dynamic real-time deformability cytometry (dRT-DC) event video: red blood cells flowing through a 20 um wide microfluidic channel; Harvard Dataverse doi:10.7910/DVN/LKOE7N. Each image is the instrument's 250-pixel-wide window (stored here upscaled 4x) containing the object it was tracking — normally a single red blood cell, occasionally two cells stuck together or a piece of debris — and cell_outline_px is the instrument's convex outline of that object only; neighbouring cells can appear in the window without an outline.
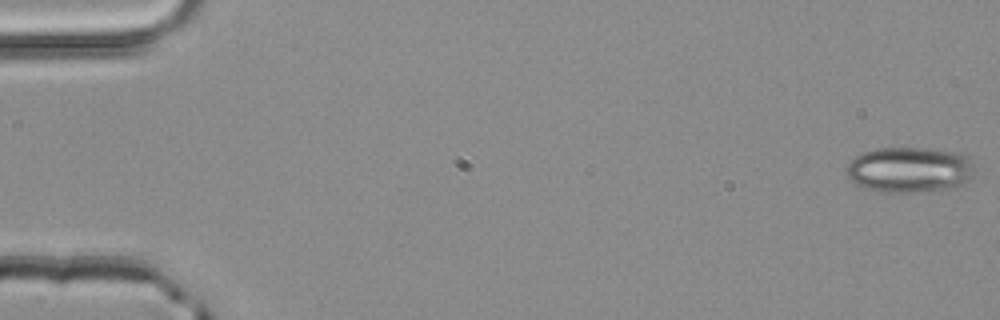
{"species": "common noctule bat (a hibernating species)", "species_latin": "Nyctalus noctula", "temperature_condition": "room temperature", "stored_images_in_passage": 52, "camera_frame_rate_fps": 3000, "um_per_image_px": 0.085, "animal": {"sex": "male", "body_mass_g": 20.4}, "frame": {"image": 1, "passage_image": 1, "time_ms": 0.0, "image_size_px": [1000, 320], "cell_outline_px": [[972, 176], [968, 180], [960, 184], [948, 188], [908, 192], [884, 192], [868, 188], [856, 184], [848, 176], [848, 164], [856, 156], [864, 152], [876, 148], [928, 148], [952, 152], [968, 156], [972, 164]], "centroid_in_image_um": [77.3, 14.41], "position_along_channel_um": 7.7, "area_um2": 33.29}}
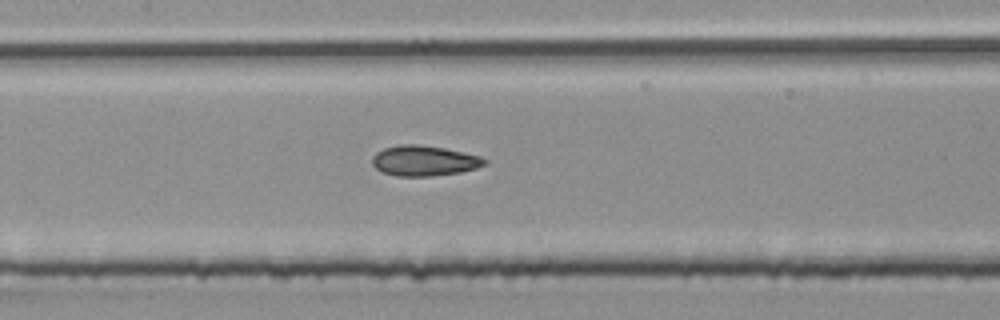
{"frame": {"image": 2, "passage_image": 25, "time_ms": 8.0, "image_size_px": [1000, 320], "cell_outline_px": [[488, 164], [476, 168], [460, 172], [432, 176], [396, 176], [384, 172], [376, 168], [372, 164], [372, 156], [376, 152], [384, 148], [400, 144], [416, 144], [444, 148], [480, 156], [488, 160]], "centroid_in_image_um": [36.06, 13.66], "position_along_channel_um": 171.3, "area_um2": 19.88}}
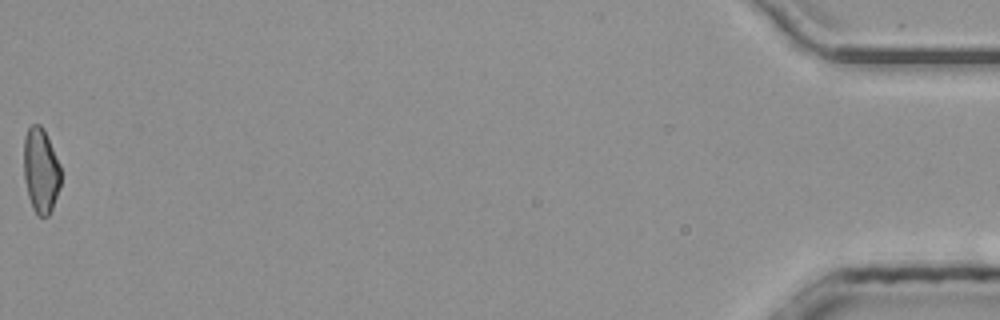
{"frame": {"image": 3, "passage_image": 52, "time_ms": 17.0, "image_size_px": [1000, 320], "cell_outline_px": [[60, 188], [52, 208], [48, 216], [36, 216], [32, 208], [28, 196], [24, 180], [24, 136], [28, 128], [32, 124], [40, 124], [44, 128], [60, 164]], "centroid_in_image_um": [3.46, 14.49], "position_along_channel_um": 431.7, "area_um2": 18.55}, "authors_computed_cell_mechanics": {"area_um2": 19.7965, "velocity_mm_per_s": 4.0758, "shape_relaxation_time_tau1_ms": 8.0601, "shape_relaxation_time_tau2_ms": 2.3494, "deformation_change_tau1": 0.1657, "deformation_change_tau2": 0.0997}}